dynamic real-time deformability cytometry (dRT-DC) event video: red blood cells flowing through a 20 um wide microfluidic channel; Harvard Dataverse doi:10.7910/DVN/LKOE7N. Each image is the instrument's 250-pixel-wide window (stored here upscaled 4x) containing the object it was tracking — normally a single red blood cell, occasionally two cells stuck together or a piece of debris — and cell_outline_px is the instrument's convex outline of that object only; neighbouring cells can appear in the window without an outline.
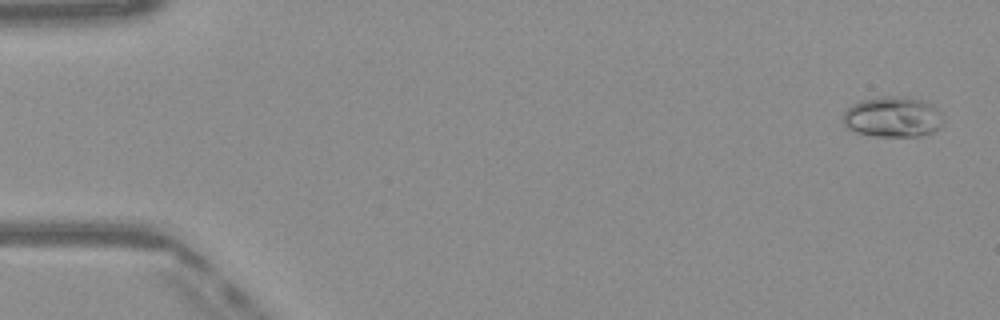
{"species": "Egyptian fruit bat (a non-hibernating species)", "species_latin": "Rousettus aegyptiacus", "temperature_condition": "warm", "stored_images_in_passage": 50, "camera_frame_rate_fps": 3000, "um_per_image_px": 0.085, "frame": {"image": 1, "passage_image": 2, "time_ms": 0.333, "image_size_px": [1000, 320], "cell_outline_px": [[944, 120], [940, 128], [932, 132], [920, 136], [876, 136], [856, 132], [848, 128], [844, 124], [844, 112], [852, 104], [860, 100], [880, 96], [900, 96], [920, 100], [932, 104], [940, 112]], "centroid_in_image_um": [75.9, 9.93], "position_along_channel_um": 9.1, "area_um2": 23.7}}
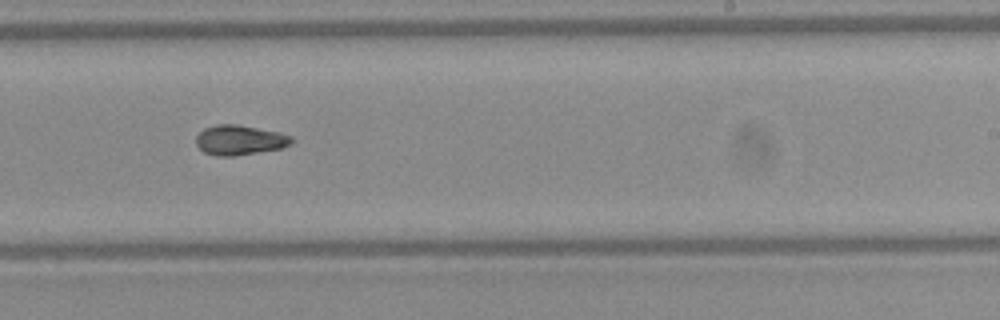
{"frame": {"image": 2, "passage_image": 31, "time_ms": 10.0, "image_size_px": [1000, 320], "cell_outline_px": [[296, 140], [292, 144], [280, 148], [236, 156], [216, 156], [204, 152], [196, 144], [196, 136], [204, 128], [216, 124], [236, 124], [280, 132], [292, 136]], "centroid_in_image_um": [20.39, 11.9], "position_along_channel_um": 268.6, "area_um2": 16.76}}
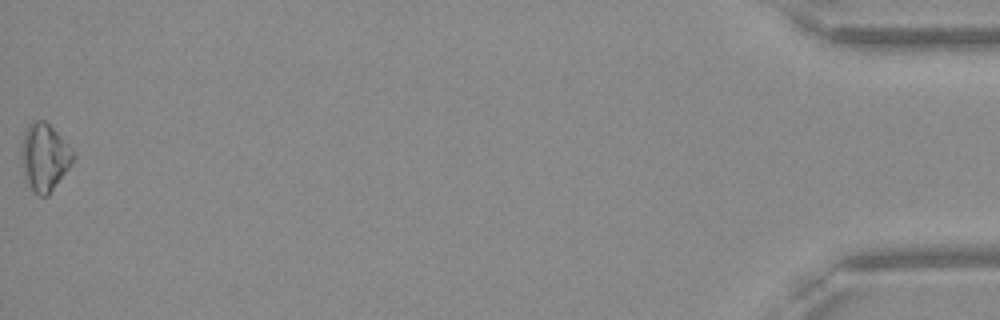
{"frame": {"image": 3, "passage_image": 50, "time_ms": 16.333, "image_size_px": [1000, 320], "cell_outline_px": [[76, 156], [72, 164], [48, 196], [40, 196], [32, 192], [28, 188], [24, 176], [20, 160], [20, 152], [24, 132], [28, 124], [32, 120], [44, 120], [56, 132]], "centroid_in_image_um": [3.73, 13.4], "position_along_channel_um": 431.5, "area_um2": 20.52}, "authors_computed_cell_mechanics": {"area_um2": 16.9354, "velocity_mm_per_s": 4.1, "shape_relaxation_time_tau1_ms": 5.88, "shape_relaxation_time_tau2_ms": 4.847, "deformation_change_tau1": 0.1561, "deformation_change_tau2": 0.0738}}